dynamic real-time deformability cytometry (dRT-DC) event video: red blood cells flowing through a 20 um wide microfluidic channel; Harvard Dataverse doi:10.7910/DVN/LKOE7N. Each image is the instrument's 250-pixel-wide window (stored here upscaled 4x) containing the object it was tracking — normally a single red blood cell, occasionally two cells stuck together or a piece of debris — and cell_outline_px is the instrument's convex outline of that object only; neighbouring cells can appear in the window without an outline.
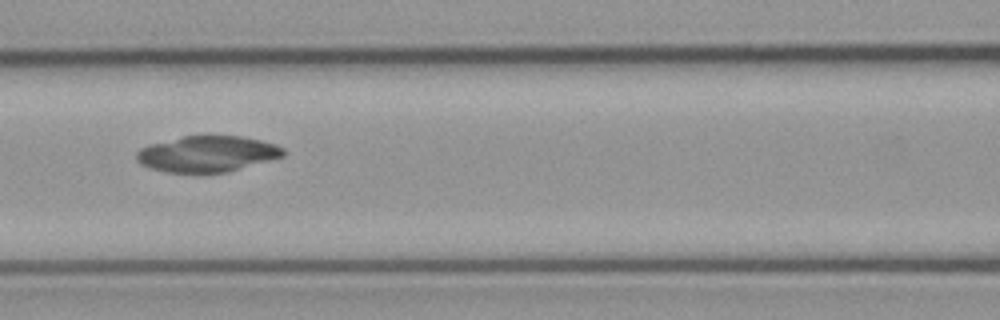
{"species": "common noctule bat (a hibernating species)", "species_latin": "Nyctalus noctula", "temperature_condition": "cold", "stored_images_in_passage": 41, "camera_frame_rate_fps": 3000, "um_per_image_px": 0.085, "animal": {"sex": "male", "body_mass_g": 23.1, "forearm_length_mm": 52.7}, "frame": {"image": 1, "passage_image": 16, "time_ms": 5.0, "image_size_px": [1000, 320], "cell_outline_px": [[284, 156], [228, 172], [168, 172], [152, 168], [140, 164], [136, 160], [136, 152], [140, 148], [148, 144], [184, 136], [240, 136], [260, 140], [276, 144], [284, 148]], "centroid_in_image_um": [17.61, 13.07], "position_along_channel_um": 149.0, "area_um2": 30.63}}
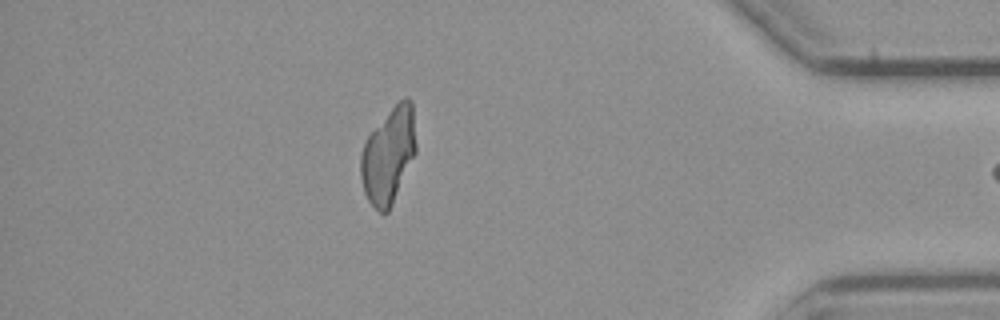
{"frame": {"image": 2, "passage_image": 40, "time_ms": 13.0, "image_size_px": [1000, 320], "cell_outline_px": [[416, 152], [392, 204], [388, 212], [384, 216], [368, 200], [364, 192], [360, 176], [360, 156], [364, 144], [368, 136], [388, 112], [404, 96], [408, 96], [412, 100], [416, 144]], "centroid_in_image_um": [33.02, 13.21], "position_along_channel_um": 402.2, "area_um2": 30.63}}